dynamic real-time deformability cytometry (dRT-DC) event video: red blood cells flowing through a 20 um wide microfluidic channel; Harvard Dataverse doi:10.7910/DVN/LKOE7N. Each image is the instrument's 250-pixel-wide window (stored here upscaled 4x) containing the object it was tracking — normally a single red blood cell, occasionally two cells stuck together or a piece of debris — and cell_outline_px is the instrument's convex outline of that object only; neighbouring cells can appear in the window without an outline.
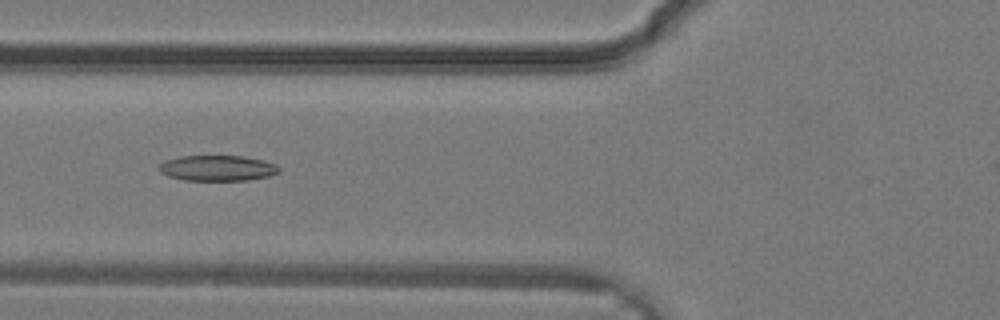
{"species": "common noctule bat (a hibernating species)", "species_latin": "Nyctalus noctula", "temperature_condition": "warm", "stored_images_in_passage": 24, "segment_of_instrument_passage": [1, 2], "camera_frame_rate_fps": 3000, "um_per_image_px": 0.085, "animal": {"sex": "male", "body_mass_g": 19.2, "forearm_length_mm": 51.8}, "frame": {"image": 1, "passage_image": 3, "time_ms": 0.667, "image_size_px": [1000, 320], "cell_outline_px": [[280, 172], [272, 176], [248, 180], [184, 180], [168, 176], [160, 172], [156, 168], [164, 160], [180, 156], [244, 156], [264, 160], [276, 164], [280, 168]], "centroid_in_image_um": [18.5, 14.29], "position_along_channel_um": 107.3, "area_um2": 18.15}}
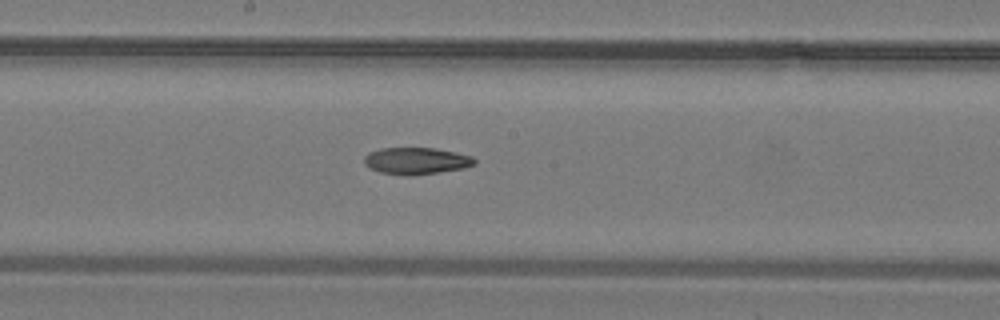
{"frame": {"image": 2, "passage_image": 8, "time_ms": 2.333, "image_size_px": [1000, 320], "cell_outline_px": [[476, 164], [464, 168], [408, 176], [380, 172], [364, 164], [364, 156], [368, 152], [380, 148], [436, 148], [456, 152], [472, 156], [476, 160]], "centroid_in_image_um": [35.38, 13.66], "position_along_channel_um": 212.8, "area_um2": 17.22}}
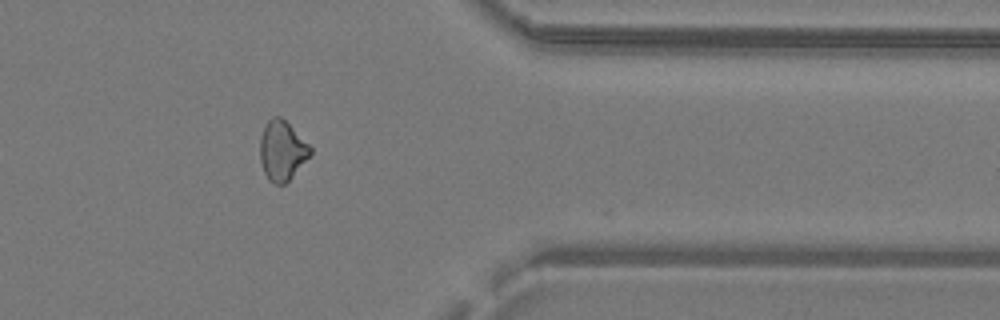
{"frame": {"image": 3, "passage_image": 17, "time_ms": 5.333, "image_size_px": [1000, 320], "cell_outline_px": [[312, 152], [292, 176], [284, 184], [276, 184], [268, 180], [264, 172], [260, 160], [260, 136], [264, 124], [272, 116], [280, 116], [312, 148]], "centroid_in_image_um": [23.93, 12.79], "position_along_channel_um": 387.5, "area_um2": 17.22}}